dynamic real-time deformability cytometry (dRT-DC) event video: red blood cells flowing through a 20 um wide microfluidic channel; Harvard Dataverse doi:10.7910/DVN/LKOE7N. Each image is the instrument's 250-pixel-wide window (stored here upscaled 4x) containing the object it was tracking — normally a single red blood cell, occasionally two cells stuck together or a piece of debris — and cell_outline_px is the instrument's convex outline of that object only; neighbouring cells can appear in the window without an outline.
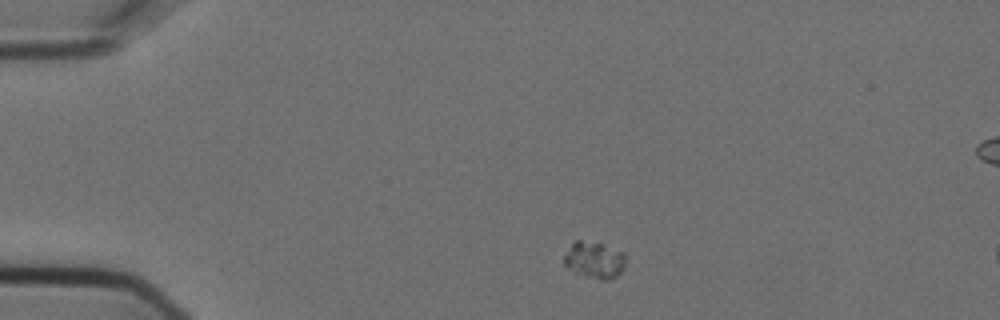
{"species": "Egyptian fruit bat (a non-hibernating species)", "species_latin": "Rousettus aegyptiacus", "temperature_condition": "cold", "stored_images_in_passage": 3, "camera_frame_rate_fps": 3000, "um_per_image_px": 0.085, "animal": {"sex": "female"}, "frame": {"image": 1, "passage_image": 1, "time_ms": 0.0, "image_size_px": [1000, 320], "cell_outline_px": [[624, 268], [616, 276], [608, 280], [600, 280], [572, 272], [564, 264], [564, 256], [572, 244], [576, 240], [580, 240], [604, 244], [624, 252]], "centroid_in_image_um": [50.52, 22.11], "position_along_channel_um": 34.5, "area_um2": 13.12}}